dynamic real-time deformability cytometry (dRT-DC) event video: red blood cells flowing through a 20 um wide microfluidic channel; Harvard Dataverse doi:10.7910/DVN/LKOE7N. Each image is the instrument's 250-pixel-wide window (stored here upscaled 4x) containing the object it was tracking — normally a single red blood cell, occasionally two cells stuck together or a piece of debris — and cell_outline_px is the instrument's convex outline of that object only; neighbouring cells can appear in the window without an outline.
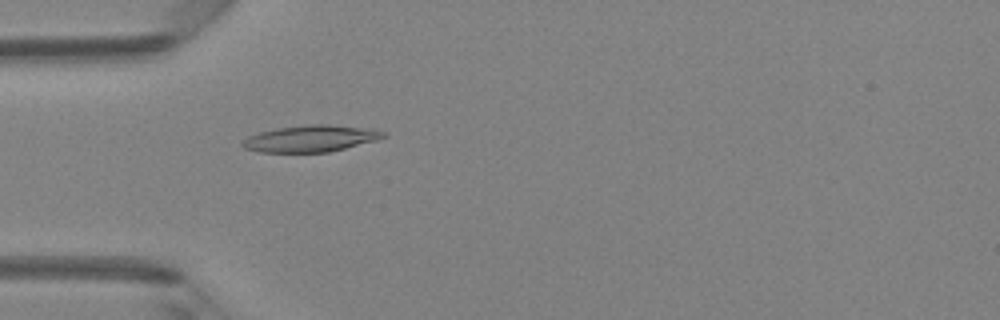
{"species": "Egyptian fruit bat (a non-hibernating species)", "species_latin": "Rousettus aegyptiacus", "temperature_condition": "room temperature", "stored_images_in_passage": 48, "camera_frame_rate_fps": 3000, "um_per_image_px": 0.085, "animal": {"sex": "female"}, "frame": {"image": 1, "passage_image": 15, "time_ms": 4.667, "image_size_px": [1000, 320], "cell_outline_px": [[388, 136], [376, 140], [328, 152], [256, 152], [244, 148], [240, 144], [248, 136], [260, 132], [276, 128], [304, 124], [328, 124], [372, 128], [384, 132]], "centroid_in_image_um": [26.4, 11.76], "position_along_channel_um": 58.6, "area_um2": 21.96}}
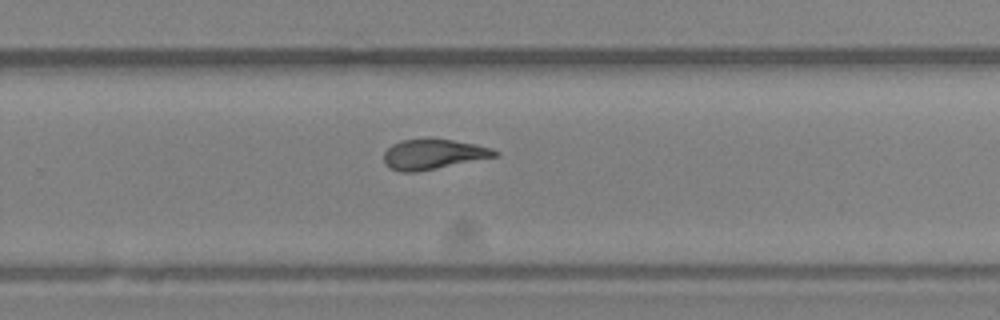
{"frame": {"image": 2, "passage_image": 32, "time_ms": 10.333, "image_size_px": [1000, 320], "cell_outline_px": [[500, 152], [496, 156], [416, 172], [400, 172], [388, 168], [384, 164], [384, 152], [392, 144], [404, 140], [452, 140], [476, 144], [492, 148]], "centroid_in_image_um": [36.79, 13.13], "position_along_channel_um": 293.0, "area_um2": 19.07}}
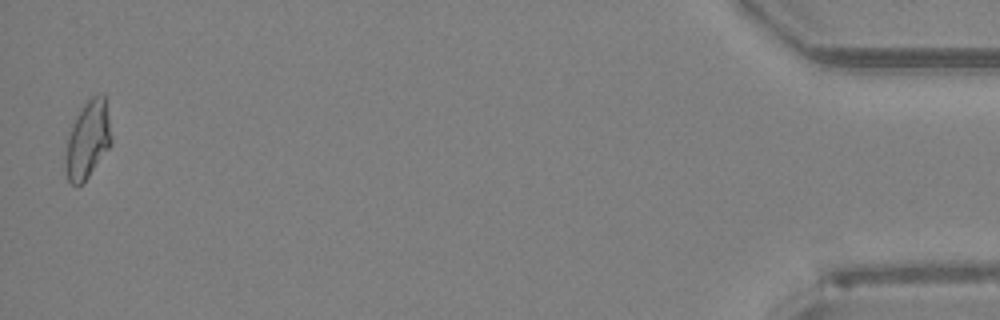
{"frame": {"image": 3, "passage_image": 48, "time_ms": 15.667, "image_size_px": [1000, 320], "cell_outline_px": [[112, 144], [88, 176], [80, 184], [72, 184], [68, 180], [64, 164], [64, 156], [72, 124], [76, 116], [84, 104], [92, 96], [104, 92], [112, 140]], "centroid_in_image_um": [7.46, 11.86], "position_along_channel_um": 427.7, "area_um2": 20.46}, "authors_computed_cell_mechanics": {"area_um2": 20.23, "velocity_mm_per_s": 4.2211, "shape_relaxation_time_tau1_ms": 3.4378, "shape_relaxation_time_tau2_ms": 2.1214, "deformation_change_tau1": 0.1554, "deformation_change_tau2": 0.094}}